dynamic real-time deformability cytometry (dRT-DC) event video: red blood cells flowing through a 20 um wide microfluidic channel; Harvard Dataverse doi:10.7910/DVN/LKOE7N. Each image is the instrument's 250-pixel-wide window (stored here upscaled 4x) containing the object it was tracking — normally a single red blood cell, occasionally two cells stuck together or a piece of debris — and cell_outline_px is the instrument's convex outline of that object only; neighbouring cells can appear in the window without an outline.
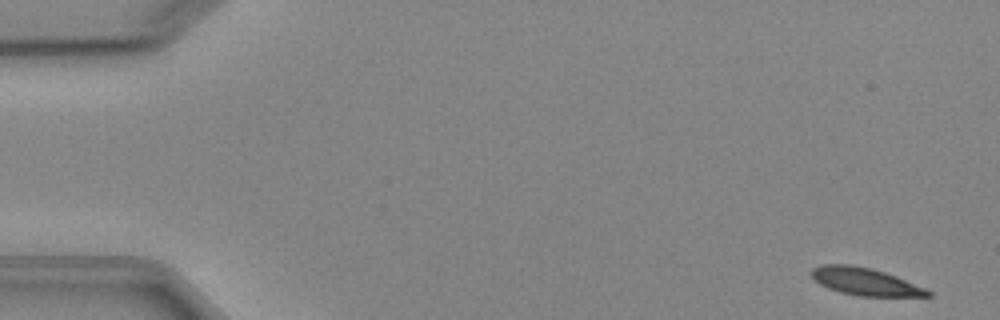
{"species": "Egyptian fruit bat (a non-hibernating species)", "species_latin": "Rousettus aegyptiacus", "temperature_condition": "cold", "stored_images_in_passage": 4, "camera_frame_rate_fps": 3000, "um_per_image_px": 0.085, "animal": {"sex": "female"}, "frame": {"image": 1, "passage_image": 1, "time_ms": 0.0, "image_size_px": [1000, 320], "cell_outline_px": [[932, 296], [860, 296], [840, 292], [828, 288], [820, 284], [808, 272], [812, 268], [820, 264], [848, 264], [872, 268], [896, 276], [924, 288], [932, 292]], "centroid_in_image_um": [73.49, 23.92], "position_along_channel_um": 11.5, "area_um2": 18.55}}
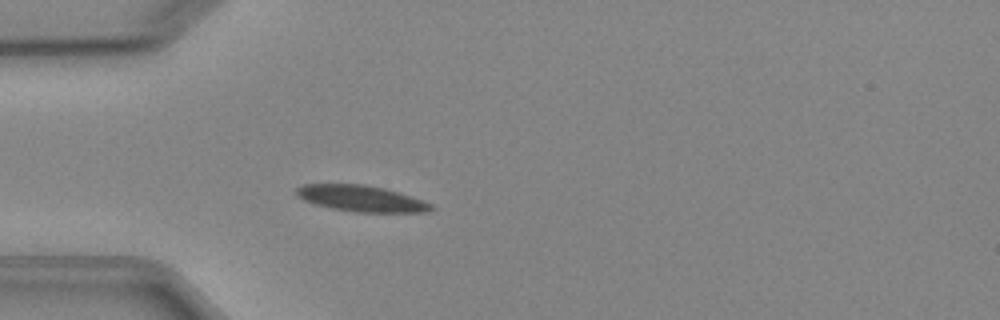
{"frame": {"image": 2, "passage_image": 4, "time_ms": 4.333, "image_size_px": [1000, 320], "cell_outline_px": [[436, 208], [428, 212], [356, 212], [332, 208], [312, 204], [296, 196], [296, 188], [304, 184], [364, 184], [384, 188], [400, 192], [432, 204]], "centroid_in_image_um": [30.7, 16.87], "position_along_channel_um": 54.3, "area_um2": 20.63}}